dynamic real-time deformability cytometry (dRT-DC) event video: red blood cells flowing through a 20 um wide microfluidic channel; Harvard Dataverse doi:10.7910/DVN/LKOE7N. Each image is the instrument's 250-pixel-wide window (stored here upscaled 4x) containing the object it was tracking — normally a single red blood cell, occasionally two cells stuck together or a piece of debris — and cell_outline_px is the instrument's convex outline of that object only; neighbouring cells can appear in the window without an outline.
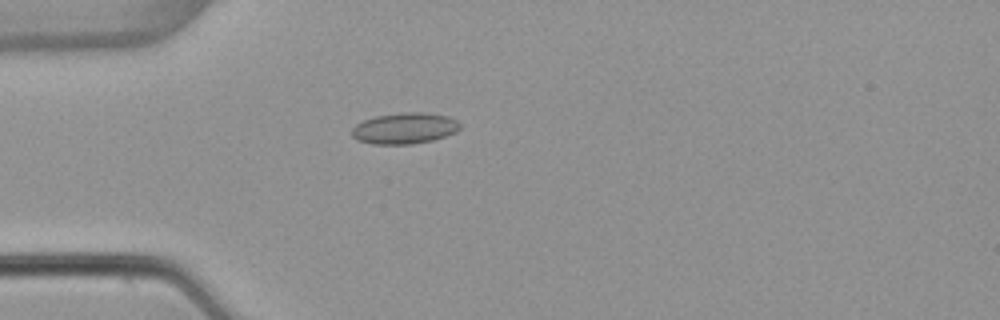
{"species": "common noctule bat (a hibernating species)", "species_latin": "Nyctalus noctula", "temperature_condition": "warm", "stored_images_in_passage": 53, "camera_frame_rate_fps": 3000, "um_per_image_px": 0.085, "animal": {"sex": "female", "body_mass_g": 22.7, "forearm_length_mm": 54.2}, "frame": {"image": 1, "passage_image": 15, "time_ms": 4.667, "image_size_px": [1000, 320], "cell_outline_px": [[460, 128], [456, 132], [432, 140], [412, 144], [372, 144], [356, 140], [352, 136], [352, 128], [356, 124], [364, 120], [376, 116], [404, 112], [424, 112], [448, 116], [456, 120], [460, 124]], "centroid_in_image_um": [34.38, 10.9], "position_along_channel_um": 50.6, "area_um2": 19.59}}
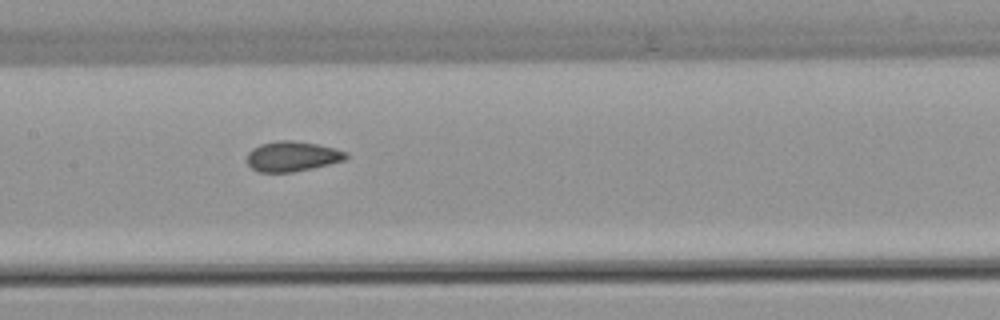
{"frame": {"image": 2, "passage_image": 26, "time_ms": 8.333, "image_size_px": [1000, 320], "cell_outline_px": [[348, 156], [344, 160], [312, 168], [292, 172], [260, 172], [252, 168], [248, 164], [248, 152], [252, 148], [260, 144], [276, 140], [292, 140], [316, 144], [336, 148], [348, 152]], "centroid_in_image_um": [24.84, 13.28], "position_along_channel_um": 182.6, "area_um2": 17.34}}
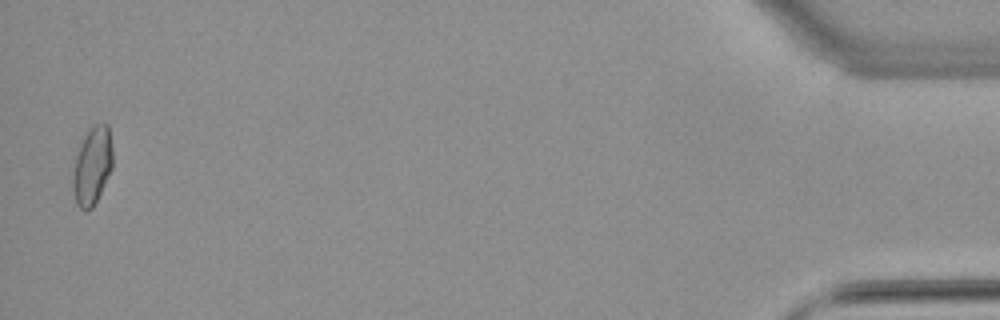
{"frame": {"image": 3, "passage_image": 52, "time_ms": 17.0, "image_size_px": [1000, 320], "cell_outline_px": [[112, 168], [92, 208], [88, 212], [80, 208], [76, 204], [72, 192], [72, 168], [80, 144], [88, 128], [104, 120], [108, 124], [112, 148]], "centroid_in_image_um": [7.82, 14.07], "position_along_channel_um": 427.4, "area_um2": 18.38}, "authors_computed_cell_mechanics": {"area_um2": 17.6868, "velocity_mm_per_s": 3.8906, "shape_relaxation_time_tau1_ms": null, "shape_relaxation_time_tau2_ms": 0.8322, "deformation_change_tau1": null, "deformation_change_tau2": 0.0469}}